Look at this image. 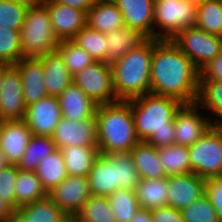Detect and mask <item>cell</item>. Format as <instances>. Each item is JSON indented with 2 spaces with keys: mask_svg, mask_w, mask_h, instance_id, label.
Wrapping results in <instances>:
<instances>
[{
  "mask_svg": "<svg viewBox=\"0 0 222 222\" xmlns=\"http://www.w3.org/2000/svg\"><path fill=\"white\" fill-rule=\"evenodd\" d=\"M17 165H9L0 170V196L16 210L15 182L18 175Z\"/></svg>",
  "mask_w": 222,
  "mask_h": 222,
  "instance_id": "cell-43",
  "label": "cell"
},
{
  "mask_svg": "<svg viewBox=\"0 0 222 222\" xmlns=\"http://www.w3.org/2000/svg\"><path fill=\"white\" fill-rule=\"evenodd\" d=\"M59 222H80L77 215L66 214Z\"/></svg>",
  "mask_w": 222,
  "mask_h": 222,
  "instance_id": "cell-52",
  "label": "cell"
},
{
  "mask_svg": "<svg viewBox=\"0 0 222 222\" xmlns=\"http://www.w3.org/2000/svg\"><path fill=\"white\" fill-rule=\"evenodd\" d=\"M200 71L171 39H153L150 93L196 103Z\"/></svg>",
  "mask_w": 222,
  "mask_h": 222,
  "instance_id": "cell-1",
  "label": "cell"
},
{
  "mask_svg": "<svg viewBox=\"0 0 222 222\" xmlns=\"http://www.w3.org/2000/svg\"><path fill=\"white\" fill-rule=\"evenodd\" d=\"M134 190L140 209L151 211L158 207L168 206V176L140 179Z\"/></svg>",
  "mask_w": 222,
  "mask_h": 222,
  "instance_id": "cell-25",
  "label": "cell"
},
{
  "mask_svg": "<svg viewBox=\"0 0 222 222\" xmlns=\"http://www.w3.org/2000/svg\"><path fill=\"white\" fill-rule=\"evenodd\" d=\"M91 195L87 176H67L48 193L56 206L68 215H76Z\"/></svg>",
  "mask_w": 222,
  "mask_h": 222,
  "instance_id": "cell-13",
  "label": "cell"
},
{
  "mask_svg": "<svg viewBox=\"0 0 222 222\" xmlns=\"http://www.w3.org/2000/svg\"><path fill=\"white\" fill-rule=\"evenodd\" d=\"M140 141L155 148L175 144L174 116L182 103L172 97L147 93L127 100Z\"/></svg>",
  "mask_w": 222,
  "mask_h": 222,
  "instance_id": "cell-2",
  "label": "cell"
},
{
  "mask_svg": "<svg viewBox=\"0 0 222 222\" xmlns=\"http://www.w3.org/2000/svg\"><path fill=\"white\" fill-rule=\"evenodd\" d=\"M205 182L193 172L168 176V205L178 210L188 207L205 194Z\"/></svg>",
  "mask_w": 222,
  "mask_h": 222,
  "instance_id": "cell-15",
  "label": "cell"
},
{
  "mask_svg": "<svg viewBox=\"0 0 222 222\" xmlns=\"http://www.w3.org/2000/svg\"><path fill=\"white\" fill-rule=\"evenodd\" d=\"M76 215L80 222H116L106 196L91 195Z\"/></svg>",
  "mask_w": 222,
  "mask_h": 222,
  "instance_id": "cell-37",
  "label": "cell"
},
{
  "mask_svg": "<svg viewBox=\"0 0 222 222\" xmlns=\"http://www.w3.org/2000/svg\"><path fill=\"white\" fill-rule=\"evenodd\" d=\"M126 27L154 39V0H115Z\"/></svg>",
  "mask_w": 222,
  "mask_h": 222,
  "instance_id": "cell-17",
  "label": "cell"
},
{
  "mask_svg": "<svg viewBox=\"0 0 222 222\" xmlns=\"http://www.w3.org/2000/svg\"><path fill=\"white\" fill-rule=\"evenodd\" d=\"M56 149L51 137L32 135L17 167L20 170L35 172L39 161Z\"/></svg>",
  "mask_w": 222,
  "mask_h": 222,
  "instance_id": "cell-33",
  "label": "cell"
},
{
  "mask_svg": "<svg viewBox=\"0 0 222 222\" xmlns=\"http://www.w3.org/2000/svg\"><path fill=\"white\" fill-rule=\"evenodd\" d=\"M196 15L197 7L189 0H154V39H172L195 26Z\"/></svg>",
  "mask_w": 222,
  "mask_h": 222,
  "instance_id": "cell-6",
  "label": "cell"
},
{
  "mask_svg": "<svg viewBox=\"0 0 222 222\" xmlns=\"http://www.w3.org/2000/svg\"><path fill=\"white\" fill-rule=\"evenodd\" d=\"M131 222H153L151 211L146 209H139Z\"/></svg>",
  "mask_w": 222,
  "mask_h": 222,
  "instance_id": "cell-49",
  "label": "cell"
},
{
  "mask_svg": "<svg viewBox=\"0 0 222 222\" xmlns=\"http://www.w3.org/2000/svg\"><path fill=\"white\" fill-rule=\"evenodd\" d=\"M200 71L222 51V37L192 26L179 31L171 39Z\"/></svg>",
  "mask_w": 222,
  "mask_h": 222,
  "instance_id": "cell-8",
  "label": "cell"
},
{
  "mask_svg": "<svg viewBox=\"0 0 222 222\" xmlns=\"http://www.w3.org/2000/svg\"><path fill=\"white\" fill-rule=\"evenodd\" d=\"M22 78L12 65L6 72L0 88V118L20 120L25 116L26 103L23 97Z\"/></svg>",
  "mask_w": 222,
  "mask_h": 222,
  "instance_id": "cell-14",
  "label": "cell"
},
{
  "mask_svg": "<svg viewBox=\"0 0 222 222\" xmlns=\"http://www.w3.org/2000/svg\"><path fill=\"white\" fill-rule=\"evenodd\" d=\"M56 50L61 55L65 66L72 76L96 62L88 52L72 40L60 41Z\"/></svg>",
  "mask_w": 222,
  "mask_h": 222,
  "instance_id": "cell-38",
  "label": "cell"
},
{
  "mask_svg": "<svg viewBox=\"0 0 222 222\" xmlns=\"http://www.w3.org/2000/svg\"><path fill=\"white\" fill-rule=\"evenodd\" d=\"M3 120L0 118V131H1V127H2V125H3Z\"/></svg>",
  "mask_w": 222,
  "mask_h": 222,
  "instance_id": "cell-57",
  "label": "cell"
},
{
  "mask_svg": "<svg viewBox=\"0 0 222 222\" xmlns=\"http://www.w3.org/2000/svg\"><path fill=\"white\" fill-rule=\"evenodd\" d=\"M105 35L108 40L107 60L105 63L109 65L124 57L129 51L136 49L147 39L140 32L126 26L105 33Z\"/></svg>",
  "mask_w": 222,
  "mask_h": 222,
  "instance_id": "cell-24",
  "label": "cell"
},
{
  "mask_svg": "<svg viewBox=\"0 0 222 222\" xmlns=\"http://www.w3.org/2000/svg\"><path fill=\"white\" fill-rule=\"evenodd\" d=\"M31 137V130L23 119L3 122L0 149L11 165H18Z\"/></svg>",
  "mask_w": 222,
  "mask_h": 222,
  "instance_id": "cell-18",
  "label": "cell"
},
{
  "mask_svg": "<svg viewBox=\"0 0 222 222\" xmlns=\"http://www.w3.org/2000/svg\"><path fill=\"white\" fill-rule=\"evenodd\" d=\"M49 12L52 29L60 41L73 40L86 26L87 13L55 2H43Z\"/></svg>",
  "mask_w": 222,
  "mask_h": 222,
  "instance_id": "cell-16",
  "label": "cell"
},
{
  "mask_svg": "<svg viewBox=\"0 0 222 222\" xmlns=\"http://www.w3.org/2000/svg\"><path fill=\"white\" fill-rule=\"evenodd\" d=\"M35 173L47 193L58 186L68 176L60 149L57 148L53 153L46 155L39 161Z\"/></svg>",
  "mask_w": 222,
  "mask_h": 222,
  "instance_id": "cell-30",
  "label": "cell"
},
{
  "mask_svg": "<svg viewBox=\"0 0 222 222\" xmlns=\"http://www.w3.org/2000/svg\"><path fill=\"white\" fill-rule=\"evenodd\" d=\"M12 65L6 63H0V88L1 84L5 75V72L11 67Z\"/></svg>",
  "mask_w": 222,
  "mask_h": 222,
  "instance_id": "cell-50",
  "label": "cell"
},
{
  "mask_svg": "<svg viewBox=\"0 0 222 222\" xmlns=\"http://www.w3.org/2000/svg\"><path fill=\"white\" fill-rule=\"evenodd\" d=\"M62 117L72 121H80L95 116L97 106L73 82L58 97Z\"/></svg>",
  "mask_w": 222,
  "mask_h": 222,
  "instance_id": "cell-20",
  "label": "cell"
},
{
  "mask_svg": "<svg viewBox=\"0 0 222 222\" xmlns=\"http://www.w3.org/2000/svg\"><path fill=\"white\" fill-rule=\"evenodd\" d=\"M153 222H185L181 211L171 206H162L151 210Z\"/></svg>",
  "mask_w": 222,
  "mask_h": 222,
  "instance_id": "cell-45",
  "label": "cell"
},
{
  "mask_svg": "<svg viewBox=\"0 0 222 222\" xmlns=\"http://www.w3.org/2000/svg\"><path fill=\"white\" fill-rule=\"evenodd\" d=\"M42 2H55L77 8L86 13L92 8L93 4L95 3L94 0H43Z\"/></svg>",
  "mask_w": 222,
  "mask_h": 222,
  "instance_id": "cell-47",
  "label": "cell"
},
{
  "mask_svg": "<svg viewBox=\"0 0 222 222\" xmlns=\"http://www.w3.org/2000/svg\"><path fill=\"white\" fill-rule=\"evenodd\" d=\"M65 215L48 196L18 207L14 213L19 222H59Z\"/></svg>",
  "mask_w": 222,
  "mask_h": 222,
  "instance_id": "cell-28",
  "label": "cell"
},
{
  "mask_svg": "<svg viewBox=\"0 0 222 222\" xmlns=\"http://www.w3.org/2000/svg\"><path fill=\"white\" fill-rule=\"evenodd\" d=\"M195 26L222 37V0H209L197 7Z\"/></svg>",
  "mask_w": 222,
  "mask_h": 222,
  "instance_id": "cell-35",
  "label": "cell"
},
{
  "mask_svg": "<svg viewBox=\"0 0 222 222\" xmlns=\"http://www.w3.org/2000/svg\"><path fill=\"white\" fill-rule=\"evenodd\" d=\"M191 170L203 179L222 176V132L217 126L188 147Z\"/></svg>",
  "mask_w": 222,
  "mask_h": 222,
  "instance_id": "cell-7",
  "label": "cell"
},
{
  "mask_svg": "<svg viewBox=\"0 0 222 222\" xmlns=\"http://www.w3.org/2000/svg\"><path fill=\"white\" fill-rule=\"evenodd\" d=\"M76 84L96 105L119 101L113 88L111 66L96 61L73 76Z\"/></svg>",
  "mask_w": 222,
  "mask_h": 222,
  "instance_id": "cell-9",
  "label": "cell"
},
{
  "mask_svg": "<svg viewBox=\"0 0 222 222\" xmlns=\"http://www.w3.org/2000/svg\"><path fill=\"white\" fill-rule=\"evenodd\" d=\"M86 25L102 33L125 27L123 15L115 3H94L87 12Z\"/></svg>",
  "mask_w": 222,
  "mask_h": 222,
  "instance_id": "cell-26",
  "label": "cell"
},
{
  "mask_svg": "<svg viewBox=\"0 0 222 222\" xmlns=\"http://www.w3.org/2000/svg\"><path fill=\"white\" fill-rule=\"evenodd\" d=\"M189 1L192 2L196 7H198L199 5H202L203 3L209 0H189Z\"/></svg>",
  "mask_w": 222,
  "mask_h": 222,
  "instance_id": "cell-54",
  "label": "cell"
},
{
  "mask_svg": "<svg viewBox=\"0 0 222 222\" xmlns=\"http://www.w3.org/2000/svg\"><path fill=\"white\" fill-rule=\"evenodd\" d=\"M68 176L89 174L100 151L97 146H71L60 149Z\"/></svg>",
  "mask_w": 222,
  "mask_h": 222,
  "instance_id": "cell-27",
  "label": "cell"
},
{
  "mask_svg": "<svg viewBox=\"0 0 222 222\" xmlns=\"http://www.w3.org/2000/svg\"><path fill=\"white\" fill-rule=\"evenodd\" d=\"M108 199L116 222H131L140 209L135 190L118 189Z\"/></svg>",
  "mask_w": 222,
  "mask_h": 222,
  "instance_id": "cell-34",
  "label": "cell"
},
{
  "mask_svg": "<svg viewBox=\"0 0 222 222\" xmlns=\"http://www.w3.org/2000/svg\"><path fill=\"white\" fill-rule=\"evenodd\" d=\"M199 80H216L222 82V51L200 70Z\"/></svg>",
  "mask_w": 222,
  "mask_h": 222,
  "instance_id": "cell-46",
  "label": "cell"
},
{
  "mask_svg": "<svg viewBox=\"0 0 222 222\" xmlns=\"http://www.w3.org/2000/svg\"><path fill=\"white\" fill-rule=\"evenodd\" d=\"M95 3H114L115 0H94Z\"/></svg>",
  "mask_w": 222,
  "mask_h": 222,
  "instance_id": "cell-55",
  "label": "cell"
},
{
  "mask_svg": "<svg viewBox=\"0 0 222 222\" xmlns=\"http://www.w3.org/2000/svg\"><path fill=\"white\" fill-rule=\"evenodd\" d=\"M22 58H39L56 51L59 40L52 29L49 12L41 2L29 5L20 29Z\"/></svg>",
  "mask_w": 222,
  "mask_h": 222,
  "instance_id": "cell-5",
  "label": "cell"
},
{
  "mask_svg": "<svg viewBox=\"0 0 222 222\" xmlns=\"http://www.w3.org/2000/svg\"><path fill=\"white\" fill-rule=\"evenodd\" d=\"M95 117L97 147L101 154L129 153L140 141L128 101L98 105Z\"/></svg>",
  "mask_w": 222,
  "mask_h": 222,
  "instance_id": "cell-3",
  "label": "cell"
},
{
  "mask_svg": "<svg viewBox=\"0 0 222 222\" xmlns=\"http://www.w3.org/2000/svg\"><path fill=\"white\" fill-rule=\"evenodd\" d=\"M196 103L199 107L204 108L202 110L210 111L209 113L207 112V115L209 116L212 126L221 124L222 82L216 80H199V90Z\"/></svg>",
  "mask_w": 222,
  "mask_h": 222,
  "instance_id": "cell-29",
  "label": "cell"
},
{
  "mask_svg": "<svg viewBox=\"0 0 222 222\" xmlns=\"http://www.w3.org/2000/svg\"><path fill=\"white\" fill-rule=\"evenodd\" d=\"M197 103L182 104L174 116L175 144L191 146L210 129L209 116Z\"/></svg>",
  "mask_w": 222,
  "mask_h": 222,
  "instance_id": "cell-10",
  "label": "cell"
},
{
  "mask_svg": "<svg viewBox=\"0 0 222 222\" xmlns=\"http://www.w3.org/2000/svg\"><path fill=\"white\" fill-rule=\"evenodd\" d=\"M13 1H19L22 3H27L28 5H33V4L41 3L43 0H13Z\"/></svg>",
  "mask_w": 222,
  "mask_h": 222,
  "instance_id": "cell-53",
  "label": "cell"
},
{
  "mask_svg": "<svg viewBox=\"0 0 222 222\" xmlns=\"http://www.w3.org/2000/svg\"><path fill=\"white\" fill-rule=\"evenodd\" d=\"M39 59L44 67V83L47 95L59 97L65 88L73 82V76L57 50L42 55Z\"/></svg>",
  "mask_w": 222,
  "mask_h": 222,
  "instance_id": "cell-21",
  "label": "cell"
},
{
  "mask_svg": "<svg viewBox=\"0 0 222 222\" xmlns=\"http://www.w3.org/2000/svg\"><path fill=\"white\" fill-rule=\"evenodd\" d=\"M8 222H19L15 217H13L12 219H10Z\"/></svg>",
  "mask_w": 222,
  "mask_h": 222,
  "instance_id": "cell-56",
  "label": "cell"
},
{
  "mask_svg": "<svg viewBox=\"0 0 222 222\" xmlns=\"http://www.w3.org/2000/svg\"><path fill=\"white\" fill-rule=\"evenodd\" d=\"M157 151L166 176L192 172L188 146L171 144L157 148Z\"/></svg>",
  "mask_w": 222,
  "mask_h": 222,
  "instance_id": "cell-32",
  "label": "cell"
},
{
  "mask_svg": "<svg viewBox=\"0 0 222 222\" xmlns=\"http://www.w3.org/2000/svg\"><path fill=\"white\" fill-rule=\"evenodd\" d=\"M84 49L95 61L107 60V42L105 33L89 28L87 25L81 29L72 40Z\"/></svg>",
  "mask_w": 222,
  "mask_h": 222,
  "instance_id": "cell-36",
  "label": "cell"
},
{
  "mask_svg": "<svg viewBox=\"0 0 222 222\" xmlns=\"http://www.w3.org/2000/svg\"><path fill=\"white\" fill-rule=\"evenodd\" d=\"M152 55L153 39H146L136 49L110 65L118 100L127 101L150 93Z\"/></svg>",
  "mask_w": 222,
  "mask_h": 222,
  "instance_id": "cell-4",
  "label": "cell"
},
{
  "mask_svg": "<svg viewBox=\"0 0 222 222\" xmlns=\"http://www.w3.org/2000/svg\"><path fill=\"white\" fill-rule=\"evenodd\" d=\"M16 209L48 196L34 171H18L15 182Z\"/></svg>",
  "mask_w": 222,
  "mask_h": 222,
  "instance_id": "cell-31",
  "label": "cell"
},
{
  "mask_svg": "<svg viewBox=\"0 0 222 222\" xmlns=\"http://www.w3.org/2000/svg\"><path fill=\"white\" fill-rule=\"evenodd\" d=\"M22 78L23 97L26 106L47 96L44 81V67L39 58H22L14 65Z\"/></svg>",
  "mask_w": 222,
  "mask_h": 222,
  "instance_id": "cell-19",
  "label": "cell"
},
{
  "mask_svg": "<svg viewBox=\"0 0 222 222\" xmlns=\"http://www.w3.org/2000/svg\"><path fill=\"white\" fill-rule=\"evenodd\" d=\"M9 165L11 164L8 162L5 154L0 149V170L8 167Z\"/></svg>",
  "mask_w": 222,
  "mask_h": 222,
  "instance_id": "cell-51",
  "label": "cell"
},
{
  "mask_svg": "<svg viewBox=\"0 0 222 222\" xmlns=\"http://www.w3.org/2000/svg\"><path fill=\"white\" fill-rule=\"evenodd\" d=\"M20 30L0 27V63L15 65L22 59Z\"/></svg>",
  "mask_w": 222,
  "mask_h": 222,
  "instance_id": "cell-40",
  "label": "cell"
},
{
  "mask_svg": "<svg viewBox=\"0 0 222 222\" xmlns=\"http://www.w3.org/2000/svg\"><path fill=\"white\" fill-rule=\"evenodd\" d=\"M130 154L141 179H157L166 176L157 148L152 144L139 141Z\"/></svg>",
  "mask_w": 222,
  "mask_h": 222,
  "instance_id": "cell-23",
  "label": "cell"
},
{
  "mask_svg": "<svg viewBox=\"0 0 222 222\" xmlns=\"http://www.w3.org/2000/svg\"><path fill=\"white\" fill-rule=\"evenodd\" d=\"M180 211L185 222H221L205 194Z\"/></svg>",
  "mask_w": 222,
  "mask_h": 222,
  "instance_id": "cell-42",
  "label": "cell"
},
{
  "mask_svg": "<svg viewBox=\"0 0 222 222\" xmlns=\"http://www.w3.org/2000/svg\"><path fill=\"white\" fill-rule=\"evenodd\" d=\"M217 127L219 128V130L222 132V123L217 125Z\"/></svg>",
  "mask_w": 222,
  "mask_h": 222,
  "instance_id": "cell-58",
  "label": "cell"
},
{
  "mask_svg": "<svg viewBox=\"0 0 222 222\" xmlns=\"http://www.w3.org/2000/svg\"><path fill=\"white\" fill-rule=\"evenodd\" d=\"M62 118L58 97L45 96L26 107L23 120L32 135L51 137Z\"/></svg>",
  "mask_w": 222,
  "mask_h": 222,
  "instance_id": "cell-12",
  "label": "cell"
},
{
  "mask_svg": "<svg viewBox=\"0 0 222 222\" xmlns=\"http://www.w3.org/2000/svg\"><path fill=\"white\" fill-rule=\"evenodd\" d=\"M205 195L208 197L222 222V176L206 179Z\"/></svg>",
  "mask_w": 222,
  "mask_h": 222,
  "instance_id": "cell-44",
  "label": "cell"
},
{
  "mask_svg": "<svg viewBox=\"0 0 222 222\" xmlns=\"http://www.w3.org/2000/svg\"><path fill=\"white\" fill-rule=\"evenodd\" d=\"M29 5L13 0H0V27L20 30Z\"/></svg>",
  "mask_w": 222,
  "mask_h": 222,
  "instance_id": "cell-41",
  "label": "cell"
},
{
  "mask_svg": "<svg viewBox=\"0 0 222 222\" xmlns=\"http://www.w3.org/2000/svg\"><path fill=\"white\" fill-rule=\"evenodd\" d=\"M92 195L108 197L117 190L113 154H99L87 175Z\"/></svg>",
  "mask_w": 222,
  "mask_h": 222,
  "instance_id": "cell-22",
  "label": "cell"
},
{
  "mask_svg": "<svg viewBox=\"0 0 222 222\" xmlns=\"http://www.w3.org/2000/svg\"><path fill=\"white\" fill-rule=\"evenodd\" d=\"M51 138L58 149L71 146H97L96 117L80 121L62 117Z\"/></svg>",
  "mask_w": 222,
  "mask_h": 222,
  "instance_id": "cell-11",
  "label": "cell"
},
{
  "mask_svg": "<svg viewBox=\"0 0 222 222\" xmlns=\"http://www.w3.org/2000/svg\"><path fill=\"white\" fill-rule=\"evenodd\" d=\"M15 210L0 196V222H8L14 217Z\"/></svg>",
  "mask_w": 222,
  "mask_h": 222,
  "instance_id": "cell-48",
  "label": "cell"
},
{
  "mask_svg": "<svg viewBox=\"0 0 222 222\" xmlns=\"http://www.w3.org/2000/svg\"><path fill=\"white\" fill-rule=\"evenodd\" d=\"M113 166L118 189L134 190L140 181V176L129 153L113 154Z\"/></svg>",
  "mask_w": 222,
  "mask_h": 222,
  "instance_id": "cell-39",
  "label": "cell"
}]
</instances>
